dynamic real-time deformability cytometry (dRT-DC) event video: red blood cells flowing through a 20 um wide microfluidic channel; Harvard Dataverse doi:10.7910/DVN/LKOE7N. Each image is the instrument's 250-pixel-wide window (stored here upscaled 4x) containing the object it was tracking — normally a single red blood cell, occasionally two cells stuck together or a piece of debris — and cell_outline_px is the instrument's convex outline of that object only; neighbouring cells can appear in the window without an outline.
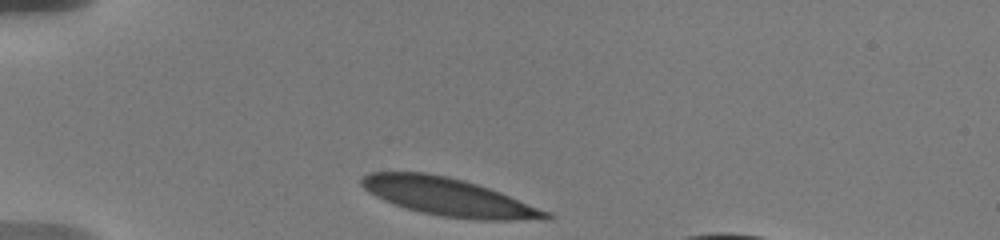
{"species": "human", "species_latin": "Homo sapiens", "temperature_condition": "warm", "stored_images_in_passage": 26, "camera_frame_rate_fps": 3000, "um_per_image_px": 0.085, "donor": {"sex": "male"}, "frame": {"image": 1, "passage_image": 1, "time_ms": 0.0, "image_size_px": [1000, 240], "cell_outline_px": [[552, 216], [548, 220], [484, 220], [444, 216], [424, 212], [408, 208], [384, 200], [368, 192], [360, 184], [360, 180], [368, 172], [428, 172], [448, 176], [464, 180], [500, 192], [552, 212]], "centroid_in_image_um": [38.18, 16.73], "position_along_channel_um": 46.8, "area_um2": 40.4}}
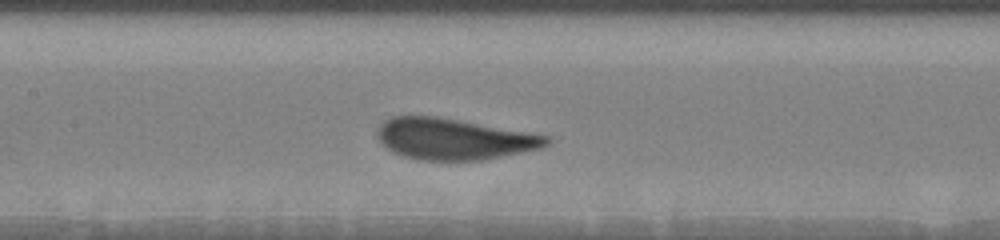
{"frame": {"image": 2, "passage_image": 12, "time_ms": 4.333, "image_size_px": [1000, 240], "cell_outline_px": [[552, 140], [548, 144], [540, 148], [484, 160], [420, 160], [404, 156], [392, 152], [376, 136], [376, 132], [380, 124], [384, 120], [392, 116], [436, 116], [548, 136]], "centroid_in_image_um": [38.53, 11.82], "position_along_channel_um": 168.9, "area_um2": 40.23}}
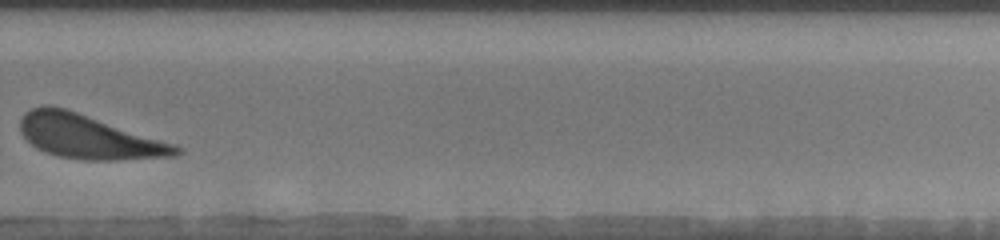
{"frame": {"image": 3, "passage_image": 21, "time_ms": 8.667, "image_size_px": [1000, 240], "cell_outline_px": [[184, 152], [176, 156], [112, 160], [84, 160], [56, 156], [36, 148], [20, 132], [20, 120], [24, 112], [32, 108], [44, 104], [48, 104], [64, 108], [172, 144], [180, 148]], "centroid_in_image_um": [7.46, 11.63], "position_along_channel_um": 322.3, "area_um2": 39.19}, "authors_computed_cell_mechanics": {"area_um2": 40.4889, "velocity_mm_per_s": 3.5526, "shape_relaxation_time_tau1_ms": 2.4284, "shape_relaxation_time_tau2_ms": null, "deformation_change_tau1": 0.1397, "deformation_change_tau2": null}}